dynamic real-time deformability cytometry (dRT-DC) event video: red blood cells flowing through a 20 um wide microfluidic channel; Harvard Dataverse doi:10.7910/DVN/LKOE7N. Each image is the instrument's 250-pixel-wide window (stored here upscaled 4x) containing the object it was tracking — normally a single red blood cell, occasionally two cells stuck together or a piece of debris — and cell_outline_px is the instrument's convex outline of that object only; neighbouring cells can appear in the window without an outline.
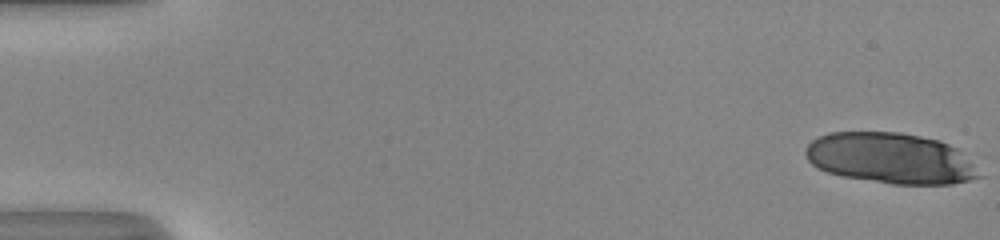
{"species": "human", "species_latin": "Homo sapiens", "temperature_condition": "room temperature", "stored_images_in_passage": 18, "camera_frame_rate_fps": 3000, "um_per_image_px": 0.085, "donor": {"sex": "male"}, "frame": {"image": 1, "passage_image": 1, "time_ms": 0.0, "image_size_px": [1000, 240], "cell_outline_px": [[976, 176], [968, 180], [952, 184], [896, 184], [844, 176], [828, 172], [812, 164], [808, 160], [808, 144], [812, 140], [820, 136], [832, 132], [896, 132], [936, 140], [952, 148]], "centroid_in_image_um": [75.51, 13.45], "position_along_channel_um": 9.5, "area_um2": 48.84}}